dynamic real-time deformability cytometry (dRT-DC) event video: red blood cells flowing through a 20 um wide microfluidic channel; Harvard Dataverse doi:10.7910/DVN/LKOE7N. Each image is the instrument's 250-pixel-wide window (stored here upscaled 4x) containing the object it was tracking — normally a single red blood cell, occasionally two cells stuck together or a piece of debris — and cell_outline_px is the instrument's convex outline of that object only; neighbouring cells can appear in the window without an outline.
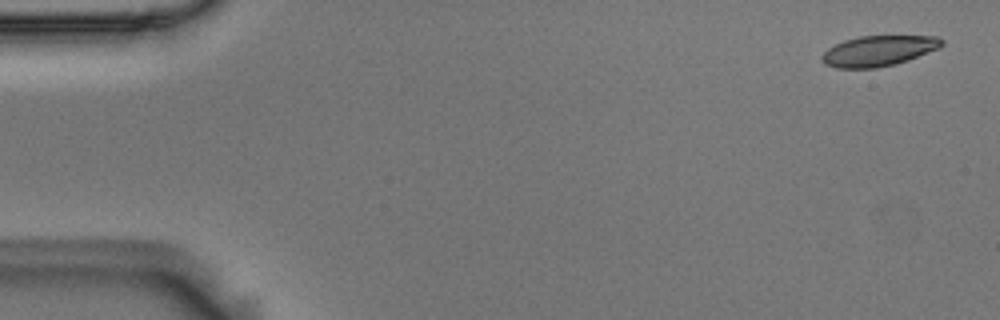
{"species": "Egyptian fruit bat (a non-hibernating species)", "species_latin": "Rousettus aegyptiacus", "temperature_condition": "room temperature", "stored_images_in_passage": 5, "camera_frame_rate_fps": 3000, "um_per_image_px": 0.085, "animal": {"sex": "male"}, "frame": {"image": 1, "passage_image": 1, "time_ms": 0.0, "image_size_px": [1000, 320], "cell_outline_px": [[944, 44], [936, 48], [908, 60], [896, 64], [876, 68], [836, 68], [824, 64], [820, 56], [828, 48], [844, 40], [860, 36], [936, 36], [944, 40]], "centroid_in_image_um": [74.63, 4.32], "position_along_channel_um": 10.4, "area_um2": 21.15}}
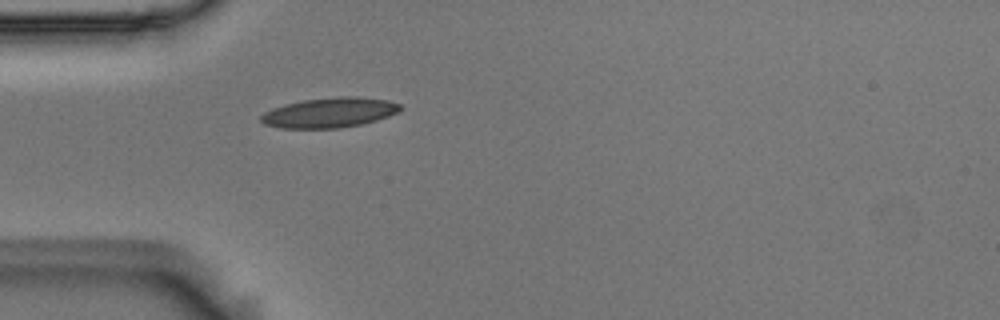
{"frame": {"image": 2, "passage_image": 5, "time_ms": 1.333, "image_size_px": [1000, 320], "cell_outline_px": [[404, 108], [388, 116], [376, 120], [360, 124], [340, 128], [280, 128], [264, 124], [260, 120], [260, 116], [264, 112], [272, 108], [284, 104], [304, 100], [340, 96], [360, 96], [388, 100], [400, 104]], "centroid_in_image_um": [28.0, 9.56], "position_along_channel_um": 57.0, "area_um2": 24.39}}